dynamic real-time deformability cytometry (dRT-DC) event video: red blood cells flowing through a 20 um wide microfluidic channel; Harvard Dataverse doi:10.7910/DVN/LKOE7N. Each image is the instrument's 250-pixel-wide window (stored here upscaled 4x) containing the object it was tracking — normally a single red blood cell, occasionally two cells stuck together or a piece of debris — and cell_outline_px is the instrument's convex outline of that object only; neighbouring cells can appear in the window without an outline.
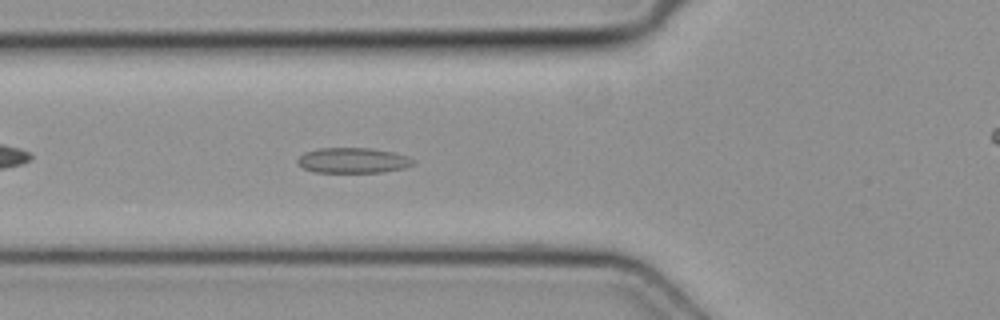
{"species": "common noctule bat (a hibernating species)", "species_latin": "Nyctalus noctula", "temperature_condition": "cold", "stored_images_in_passage": 4, "segment_of_instrument_passage": [1, 2], "camera_frame_rate_fps": 3000, "um_per_image_px": 0.085, "animal": {"sex": "female", "body_mass_g": 19.3, "forearm_length_mm": 54.1}, "frame": {"image": 1, "passage_image": 3, "time_ms": 0.667, "image_size_px": [1000, 320], "cell_outline_px": [[416, 164], [404, 168], [384, 172], [312, 172], [304, 168], [296, 160], [304, 152], [320, 148], [372, 148], [392, 152], [408, 156], [416, 160]], "centroid_in_image_um": [30.04, 13.63], "position_along_channel_um": 95.8, "area_um2": 17.17}}